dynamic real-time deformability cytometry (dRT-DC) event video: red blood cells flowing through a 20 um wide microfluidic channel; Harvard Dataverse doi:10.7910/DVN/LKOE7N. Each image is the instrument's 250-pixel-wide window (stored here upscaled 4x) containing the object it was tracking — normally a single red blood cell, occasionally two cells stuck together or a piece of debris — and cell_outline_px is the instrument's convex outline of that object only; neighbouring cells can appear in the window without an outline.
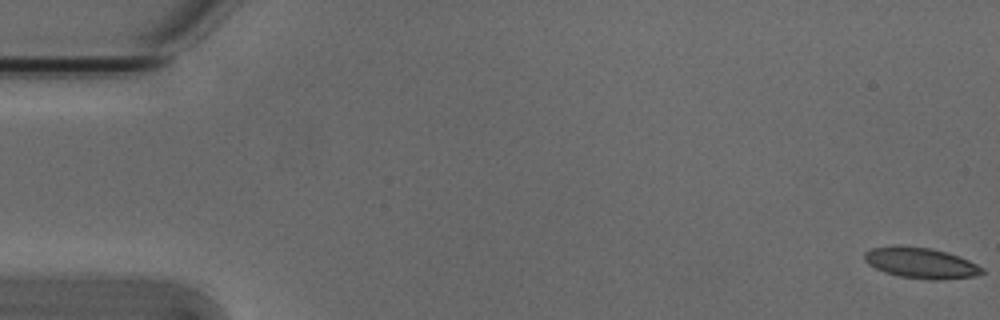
{"species": "Egyptian fruit bat (a non-hibernating species)", "species_latin": "Rousettus aegyptiacus", "temperature_condition": "cold", "stored_images_in_passage": 55, "camera_frame_rate_fps": 3000, "um_per_image_px": 0.085, "animal": {"sex": "male"}, "frame": {"image": 1, "passage_image": 1, "time_ms": 0.0, "image_size_px": [1000, 320], "cell_outline_px": [[984, 272], [976, 276], [940, 280], [932, 280], [900, 276], [884, 272], [868, 264], [864, 260], [864, 252], [872, 248], [896, 244], [928, 248], [948, 252], [960, 256], [984, 268]], "centroid_in_image_um": [78.26, 22.34], "position_along_channel_um": 6.7, "area_um2": 21.27}}
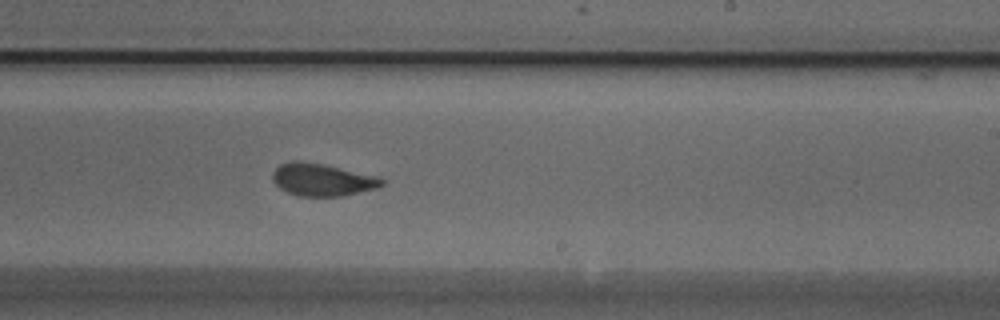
{"frame": {"image": 2, "passage_image": 33, "time_ms": 10.667, "image_size_px": [1000, 320], "cell_outline_px": [[384, 184], [376, 188], [344, 196], [300, 196], [288, 192], [280, 188], [272, 180], [272, 172], [280, 164], [292, 160], [296, 160], [324, 164], [376, 176], [384, 180]], "centroid_in_image_um": [27.36, 15.27], "position_along_channel_um": 261.6, "area_um2": 20.58}}
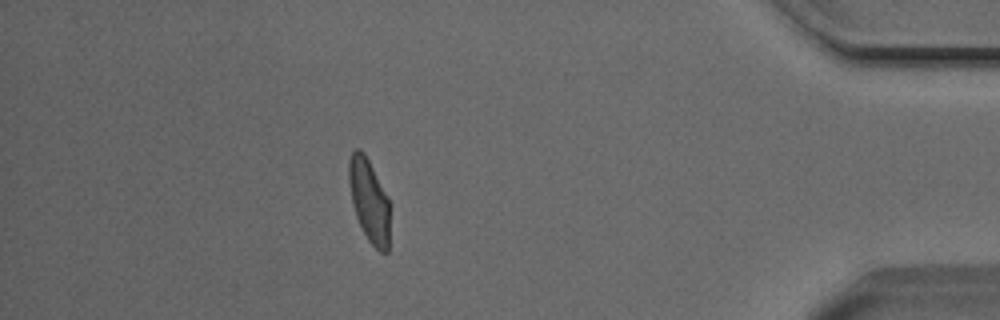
{"frame": {"image": 3, "passage_image": 48, "time_ms": 15.667, "image_size_px": [1000, 320], "cell_outline_px": [[388, 252], [380, 252], [368, 240], [356, 216], [352, 204], [348, 180], [348, 160], [352, 152], [356, 148], [360, 148], [364, 152], [388, 200]], "centroid_in_image_um": [31.33, 17.02], "position_along_channel_um": 403.9, "area_um2": 19.31}, "authors_computed_cell_mechanics": {"area_um2": 21.1548, "velocity_mm_per_s": 3.8091, "shape_relaxation_time_tau1_ms": 4.6709, "shape_relaxation_time_tau2_ms": 1.1694, "deformation_change_tau1": 0.1458, "deformation_change_tau2": 0.057}}